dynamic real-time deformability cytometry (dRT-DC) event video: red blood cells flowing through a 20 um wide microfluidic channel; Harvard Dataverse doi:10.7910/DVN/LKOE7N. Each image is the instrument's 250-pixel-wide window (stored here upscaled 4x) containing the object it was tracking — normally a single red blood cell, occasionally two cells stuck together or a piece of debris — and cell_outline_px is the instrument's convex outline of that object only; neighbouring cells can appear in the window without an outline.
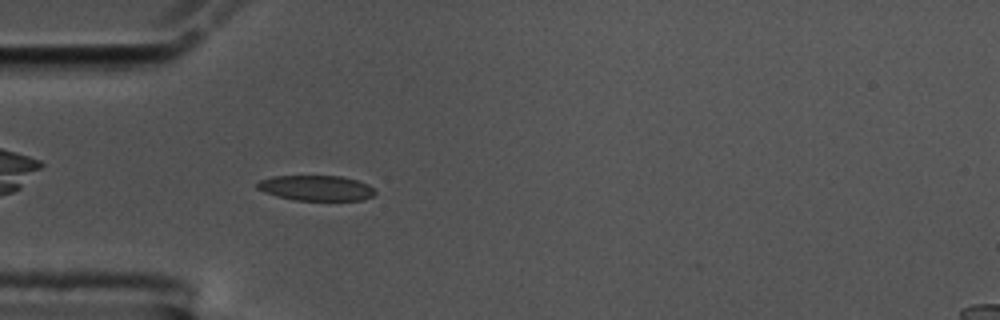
{"species": "common noctule bat (a hibernating species)", "species_latin": "Nyctalus noctula", "temperature_condition": "cold", "stored_images_in_passage": 42, "camera_frame_rate_fps": 3000, "um_per_image_px": 0.085, "animal": {"sex": "male", "body_mass_g": 17.5, "forearm_length_mm": 52.3}, "frame": {"image": 1, "passage_image": 2, "time_ms": 0.333, "image_size_px": [1000, 320], "cell_outline_px": [[376, 192], [372, 196], [364, 200], [296, 200], [276, 196], [264, 192], [256, 188], [256, 184], [260, 180], [272, 176], [340, 176], [356, 180], [368, 184]], "centroid_in_image_um": [26.85, 15.98], "position_along_channel_um": 58.2, "area_um2": 17.34}}
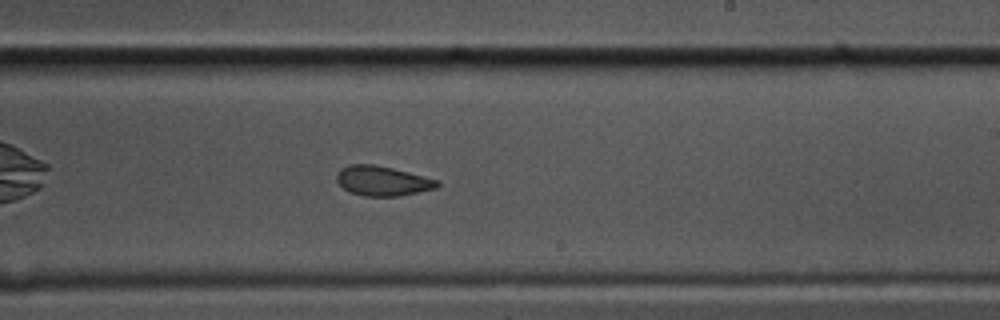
{"frame": {"image": 2, "passage_image": 19, "time_ms": 6.0, "image_size_px": [1000, 320], "cell_outline_px": [[440, 184], [436, 188], [400, 196], [364, 196], [352, 192], [344, 188], [336, 180], [336, 176], [340, 168], [348, 164], [372, 164], [392, 168], [440, 180]], "centroid_in_image_um": [32.52, 15.37], "position_along_channel_um": 256.5, "area_um2": 17.4}}
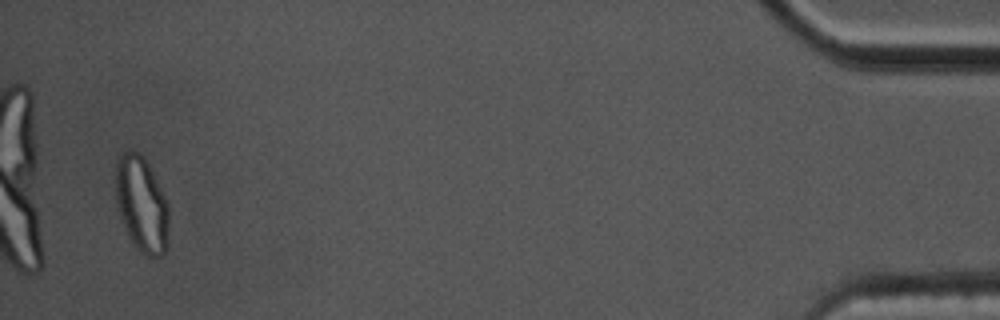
{"frame": {"image": 3, "passage_image": 40, "time_ms": 13.0, "image_size_px": [1000, 320], "cell_outline_px": [[168, 244], [164, 252], [160, 256], [144, 256], [132, 244], [128, 236], [120, 216], [116, 200], [116, 156], [124, 152], [140, 152], [144, 156], [168, 204]], "centroid_in_image_um": [12.03, 17.39], "position_along_channel_um": 423.2, "area_um2": 29.65}, "authors_computed_cell_mechanics": {"area_um2": 18.5538, "velocity_mm_per_s": 3.5622, "shape_relaxation_time_tau1_ms": null, "shape_relaxation_time_tau2_ms": 1.9268, "deformation_change_tau1": null, "deformation_change_tau2": 0.0663}}